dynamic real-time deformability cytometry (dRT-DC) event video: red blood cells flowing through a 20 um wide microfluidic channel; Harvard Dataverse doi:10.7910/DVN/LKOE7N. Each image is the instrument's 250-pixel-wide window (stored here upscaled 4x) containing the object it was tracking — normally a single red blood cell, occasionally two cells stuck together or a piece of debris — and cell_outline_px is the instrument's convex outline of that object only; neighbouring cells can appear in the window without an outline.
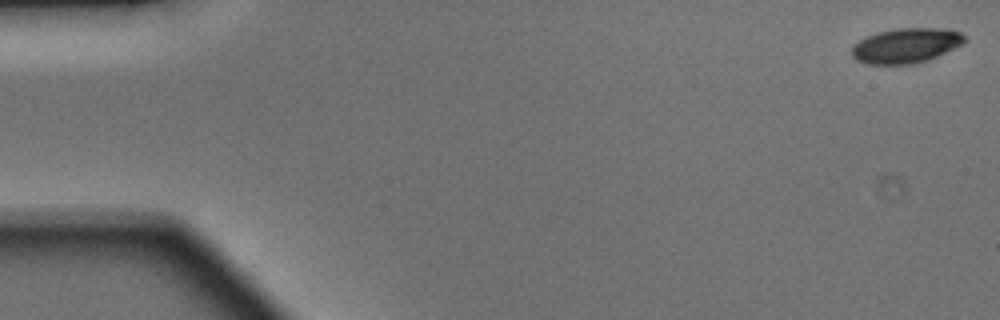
{"species": "Egyptian fruit bat (a non-hibernating species)", "species_latin": "Rousettus aegyptiacus", "temperature_condition": "warm", "stored_images_in_passage": 15, "camera_frame_rate_fps": 3000, "um_per_image_px": 0.085, "animal": {"sex": "male"}, "frame": {"image": 1, "passage_image": 1, "time_ms": 0.0, "image_size_px": [1000, 320], "cell_outline_px": [[968, 40], [964, 44], [928, 60], [912, 64], [868, 64], [856, 60], [852, 56], [852, 48], [860, 40], [876, 32], [896, 28], [944, 28], [960, 32]], "centroid_in_image_um": [77.05, 3.87], "position_along_channel_um": 8.0, "area_um2": 23.0}}
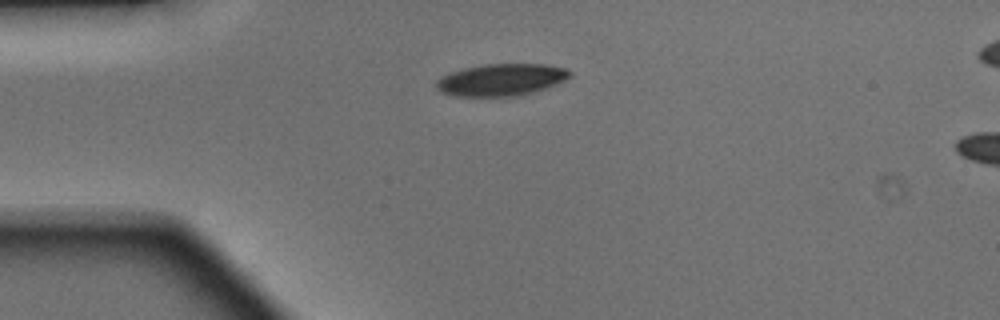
{"frame": {"image": 2, "passage_image": 12, "time_ms": 3.667, "image_size_px": [1000, 320], "cell_outline_px": [[572, 76], [564, 80], [544, 88], [532, 92], [516, 96], [456, 96], [440, 92], [436, 88], [436, 80], [440, 76], [464, 68], [484, 64], [548, 64], [564, 68], [572, 72]], "centroid_in_image_um": [42.58, 6.77], "position_along_channel_um": 42.4, "area_um2": 24.85}}